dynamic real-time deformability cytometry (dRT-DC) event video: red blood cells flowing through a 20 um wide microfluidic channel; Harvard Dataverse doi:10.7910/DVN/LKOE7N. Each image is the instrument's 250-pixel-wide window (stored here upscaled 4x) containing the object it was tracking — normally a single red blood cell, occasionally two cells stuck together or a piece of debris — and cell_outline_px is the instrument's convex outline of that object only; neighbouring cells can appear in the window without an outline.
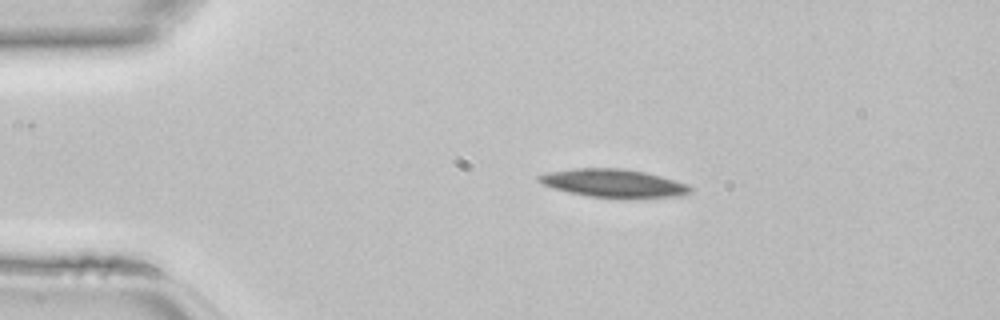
{"species": "common noctule bat (a hibernating species)", "species_latin": "Nyctalus noctula", "temperature_condition": "room temperature", "stored_images_in_passage": 45, "camera_frame_rate_fps": 3000, "um_per_image_px": 0.085, "animal": {"sex": "female", "body_mass_g": 22.7, "forearm_length_mm": 54.2}, "frame": {"image": 1, "passage_image": 9, "time_ms": 2.667, "image_size_px": [1000, 320], "cell_outline_px": [[692, 192], [680, 196], [588, 196], [568, 192], [552, 188], [536, 180], [536, 176], [548, 172], [572, 168], [624, 168], [644, 172], [676, 180], [688, 184], [692, 188]], "centroid_in_image_um": [52.1, 15.53], "position_along_channel_um": 32.9, "area_um2": 24.28}}
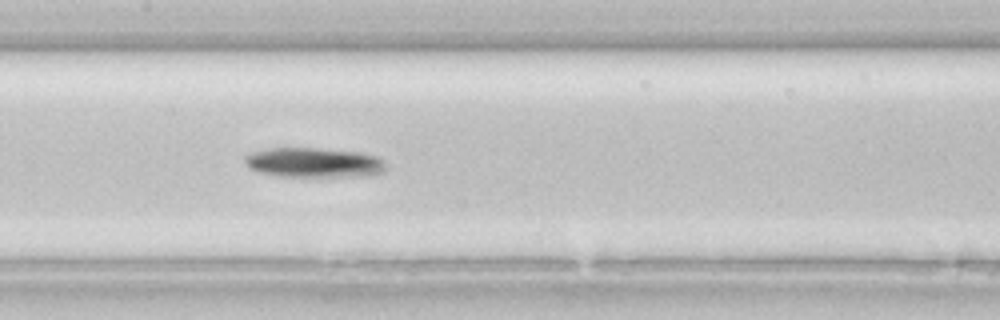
{"frame": {"image": 2, "passage_image": 22, "time_ms": 7.0, "image_size_px": [1000, 320], "cell_outline_px": [[388, 168], [384, 172], [368, 176], [280, 176], [256, 172], [248, 168], [244, 164], [244, 156], [252, 152], [268, 148], [320, 148], [364, 152], [376, 156], [384, 160]], "centroid_in_image_um": [26.7, 13.81], "position_along_channel_um": 180.7, "area_um2": 24.97}}
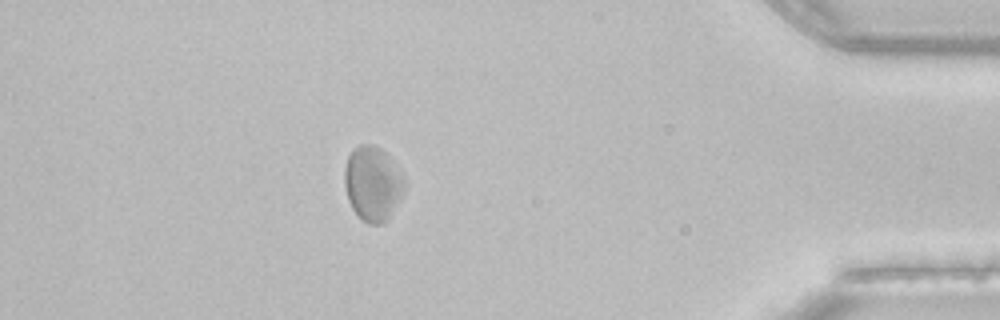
{"frame": {"image": 3, "passage_image": 40, "time_ms": 13.0, "image_size_px": [1000, 320], "cell_outline_px": [[404, 192], [388, 220], [384, 224], [368, 224], [352, 208], [348, 200], [344, 184], [344, 168], [348, 156], [352, 148], [360, 144], [372, 144], [380, 148], [404, 172]], "centroid_in_image_um": [31.69, 15.59], "position_along_channel_um": 403.5, "area_um2": 26.36}}